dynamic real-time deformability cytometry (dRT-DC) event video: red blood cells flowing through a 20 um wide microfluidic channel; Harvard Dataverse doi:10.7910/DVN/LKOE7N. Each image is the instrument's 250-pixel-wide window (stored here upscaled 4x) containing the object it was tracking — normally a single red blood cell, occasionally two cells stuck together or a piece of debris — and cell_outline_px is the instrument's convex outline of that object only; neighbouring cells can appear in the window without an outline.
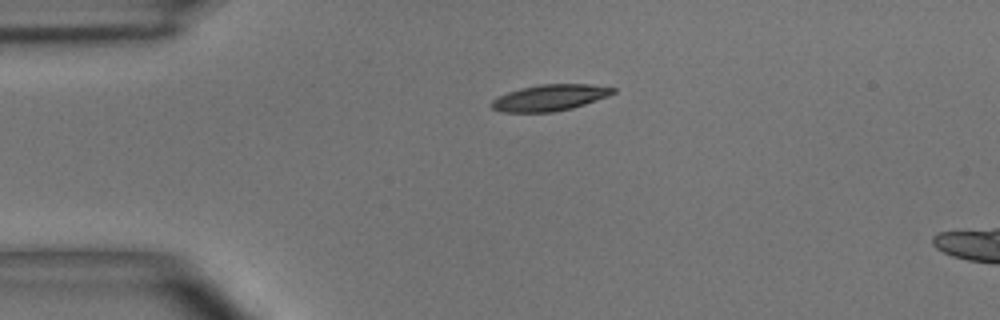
{"species": "common noctule bat (a hibernating species)", "species_latin": "Nyctalus noctula", "temperature_condition": "room temperature", "stored_images_in_passage": 2, "camera_frame_rate_fps": 3000, "um_per_image_px": 0.085, "animal": {"sex": "male", "body_mass_g": 15.6}, "frame": {"image": 1, "passage_image": 1, "time_ms": 0.0, "image_size_px": [1000, 320], "cell_outline_px": [[616, 92], [608, 96], [572, 108], [552, 112], [504, 112], [492, 108], [488, 104], [492, 100], [508, 92], [520, 88], [540, 84], [588, 84], [616, 88]], "centroid_in_image_um": [46.72, 8.3], "position_along_channel_um": 38.3, "area_um2": 18.5}}